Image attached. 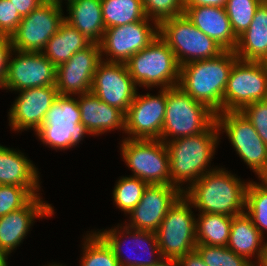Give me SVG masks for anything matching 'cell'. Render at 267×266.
I'll return each mask as SVG.
<instances>
[{"mask_svg": "<svg viewBox=\"0 0 267 266\" xmlns=\"http://www.w3.org/2000/svg\"><path fill=\"white\" fill-rule=\"evenodd\" d=\"M249 182L225 168H215L187 187L184 196L200 213L237 216L245 213Z\"/></svg>", "mask_w": 267, "mask_h": 266, "instance_id": "1", "label": "cell"}, {"mask_svg": "<svg viewBox=\"0 0 267 266\" xmlns=\"http://www.w3.org/2000/svg\"><path fill=\"white\" fill-rule=\"evenodd\" d=\"M220 132L216 121L203 133L181 137L166 142L169 154L170 185L181 192L193 185L199 178L217 167H211L215 150L219 144ZM209 167V168H208ZM208 168V169H207Z\"/></svg>", "mask_w": 267, "mask_h": 266, "instance_id": "2", "label": "cell"}, {"mask_svg": "<svg viewBox=\"0 0 267 266\" xmlns=\"http://www.w3.org/2000/svg\"><path fill=\"white\" fill-rule=\"evenodd\" d=\"M238 59L234 51L224 50L217 57L186 63L180 67L178 86L215 114L223 112V95Z\"/></svg>", "mask_w": 267, "mask_h": 266, "instance_id": "3", "label": "cell"}, {"mask_svg": "<svg viewBox=\"0 0 267 266\" xmlns=\"http://www.w3.org/2000/svg\"><path fill=\"white\" fill-rule=\"evenodd\" d=\"M139 87L167 89L178 86L180 65L167 43L158 35L153 42L126 62Z\"/></svg>", "mask_w": 267, "mask_h": 266, "instance_id": "4", "label": "cell"}, {"mask_svg": "<svg viewBox=\"0 0 267 266\" xmlns=\"http://www.w3.org/2000/svg\"><path fill=\"white\" fill-rule=\"evenodd\" d=\"M215 121L216 114L212 110L191 98L179 86L167 88L166 111L160 138L164 143L203 133Z\"/></svg>", "mask_w": 267, "mask_h": 266, "instance_id": "5", "label": "cell"}, {"mask_svg": "<svg viewBox=\"0 0 267 266\" xmlns=\"http://www.w3.org/2000/svg\"><path fill=\"white\" fill-rule=\"evenodd\" d=\"M39 140L54 150H66L79 145L90 134L81 123L77 98L59 95L46 112L42 126L35 132Z\"/></svg>", "mask_w": 267, "mask_h": 266, "instance_id": "6", "label": "cell"}, {"mask_svg": "<svg viewBox=\"0 0 267 266\" xmlns=\"http://www.w3.org/2000/svg\"><path fill=\"white\" fill-rule=\"evenodd\" d=\"M159 36L171 48L180 66L217 57L224 51L185 14L163 21L159 25Z\"/></svg>", "mask_w": 267, "mask_h": 266, "instance_id": "7", "label": "cell"}, {"mask_svg": "<svg viewBox=\"0 0 267 266\" xmlns=\"http://www.w3.org/2000/svg\"><path fill=\"white\" fill-rule=\"evenodd\" d=\"M192 208V203L182 194L167 211L156 231L162 258L179 259L195 250L196 216Z\"/></svg>", "mask_w": 267, "mask_h": 266, "instance_id": "8", "label": "cell"}, {"mask_svg": "<svg viewBox=\"0 0 267 266\" xmlns=\"http://www.w3.org/2000/svg\"><path fill=\"white\" fill-rule=\"evenodd\" d=\"M216 123L258 179L267 178V145L250 121L240 111H226L216 114Z\"/></svg>", "mask_w": 267, "mask_h": 266, "instance_id": "9", "label": "cell"}, {"mask_svg": "<svg viewBox=\"0 0 267 266\" xmlns=\"http://www.w3.org/2000/svg\"><path fill=\"white\" fill-rule=\"evenodd\" d=\"M120 151L126 166L148 184L170 185L169 154L162 140L124 138Z\"/></svg>", "mask_w": 267, "mask_h": 266, "instance_id": "10", "label": "cell"}, {"mask_svg": "<svg viewBox=\"0 0 267 266\" xmlns=\"http://www.w3.org/2000/svg\"><path fill=\"white\" fill-rule=\"evenodd\" d=\"M267 100V69L262 61L238 59L223 95V112L241 111L255 101Z\"/></svg>", "mask_w": 267, "mask_h": 266, "instance_id": "11", "label": "cell"}, {"mask_svg": "<svg viewBox=\"0 0 267 266\" xmlns=\"http://www.w3.org/2000/svg\"><path fill=\"white\" fill-rule=\"evenodd\" d=\"M150 21L146 17L137 22L106 28L99 44L102 60L126 63L135 53L147 47L159 35V25Z\"/></svg>", "mask_w": 267, "mask_h": 266, "instance_id": "12", "label": "cell"}, {"mask_svg": "<svg viewBox=\"0 0 267 266\" xmlns=\"http://www.w3.org/2000/svg\"><path fill=\"white\" fill-rule=\"evenodd\" d=\"M62 5L45 0L29 15L22 17L10 36L13 49L41 52L64 21Z\"/></svg>", "mask_w": 267, "mask_h": 266, "instance_id": "13", "label": "cell"}, {"mask_svg": "<svg viewBox=\"0 0 267 266\" xmlns=\"http://www.w3.org/2000/svg\"><path fill=\"white\" fill-rule=\"evenodd\" d=\"M167 89L158 94H136L125 114V134L129 139L160 140L166 111Z\"/></svg>", "mask_w": 267, "mask_h": 266, "instance_id": "14", "label": "cell"}, {"mask_svg": "<svg viewBox=\"0 0 267 266\" xmlns=\"http://www.w3.org/2000/svg\"><path fill=\"white\" fill-rule=\"evenodd\" d=\"M55 82L56 66L41 52L14 49L9 58L2 89L18 92L29 88L55 85Z\"/></svg>", "mask_w": 267, "mask_h": 266, "instance_id": "15", "label": "cell"}, {"mask_svg": "<svg viewBox=\"0 0 267 266\" xmlns=\"http://www.w3.org/2000/svg\"><path fill=\"white\" fill-rule=\"evenodd\" d=\"M137 85L126 63L101 61L95 70L91 92L125 114L137 94Z\"/></svg>", "mask_w": 267, "mask_h": 266, "instance_id": "16", "label": "cell"}, {"mask_svg": "<svg viewBox=\"0 0 267 266\" xmlns=\"http://www.w3.org/2000/svg\"><path fill=\"white\" fill-rule=\"evenodd\" d=\"M97 233L111 247L120 266H152V265L157 264L162 258L160 249L157 243L156 232L135 230V229H131L127 227L126 225L125 226L123 225L122 227V224L121 225L118 224L117 227L115 226L114 228H111L108 230L103 229V231L100 230V231H97ZM125 238L128 239V242L131 241L129 243L131 244L129 245L130 247H132V244H133V246H135L134 249L136 248L139 249L138 254L136 253L134 249L131 250L129 247L128 249H126L127 251L130 250L131 255L133 253L134 257L132 256V258H131V255H128V254L126 255L125 253V255L127 256L126 257L123 254V249H122V247L124 246L123 243L127 244V242L125 241L126 240ZM144 252L146 256L144 254L142 255V253ZM153 255L156 257H154Z\"/></svg>", "mask_w": 267, "mask_h": 266, "instance_id": "17", "label": "cell"}, {"mask_svg": "<svg viewBox=\"0 0 267 266\" xmlns=\"http://www.w3.org/2000/svg\"><path fill=\"white\" fill-rule=\"evenodd\" d=\"M101 61L100 45L92 43L57 66L55 86L58 94L76 96L90 92L95 70Z\"/></svg>", "mask_w": 267, "mask_h": 266, "instance_id": "18", "label": "cell"}, {"mask_svg": "<svg viewBox=\"0 0 267 266\" xmlns=\"http://www.w3.org/2000/svg\"><path fill=\"white\" fill-rule=\"evenodd\" d=\"M183 194L177 187L164 184H148L140 202L128 214L127 227L156 232L167 211Z\"/></svg>", "mask_w": 267, "mask_h": 266, "instance_id": "19", "label": "cell"}, {"mask_svg": "<svg viewBox=\"0 0 267 266\" xmlns=\"http://www.w3.org/2000/svg\"><path fill=\"white\" fill-rule=\"evenodd\" d=\"M8 112L9 126L13 131L32 129L36 132L43 124L46 112L59 96L55 85L18 91Z\"/></svg>", "mask_w": 267, "mask_h": 266, "instance_id": "20", "label": "cell"}, {"mask_svg": "<svg viewBox=\"0 0 267 266\" xmlns=\"http://www.w3.org/2000/svg\"><path fill=\"white\" fill-rule=\"evenodd\" d=\"M51 205L36 195L24 207L0 217V251L7 258L23 242L35 219L54 215Z\"/></svg>", "mask_w": 267, "mask_h": 266, "instance_id": "21", "label": "cell"}, {"mask_svg": "<svg viewBox=\"0 0 267 266\" xmlns=\"http://www.w3.org/2000/svg\"><path fill=\"white\" fill-rule=\"evenodd\" d=\"M184 14L204 34L224 50L234 51L235 36L225 8L215 6L184 7Z\"/></svg>", "mask_w": 267, "mask_h": 266, "instance_id": "22", "label": "cell"}, {"mask_svg": "<svg viewBox=\"0 0 267 266\" xmlns=\"http://www.w3.org/2000/svg\"><path fill=\"white\" fill-rule=\"evenodd\" d=\"M77 96L81 123L86 126L92 136L102 135L114 129L125 133L126 117L123 111L101 101L91 91Z\"/></svg>", "mask_w": 267, "mask_h": 266, "instance_id": "23", "label": "cell"}, {"mask_svg": "<svg viewBox=\"0 0 267 266\" xmlns=\"http://www.w3.org/2000/svg\"><path fill=\"white\" fill-rule=\"evenodd\" d=\"M35 164L20 150L0 145V185L28 187L40 195V175Z\"/></svg>", "mask_w": 267, "mask_h": 266, "instance_id": "24", "label": "cell"}, {"mask_svg": "<svg viewBox=\"0 0 267 266\" xmlns=\"http://www.w3.org/2000/svg\"><path fill=\"white\" fill-rule=\"evenodd\" d=\"M68 16L64 20L75 27L90 42L100 44L105 25L101 0H71L66 3Z\"/></svg>", "mask_w": 267, "mask_h": 266, "instance_id": "25", "label": "cell"}, {"mask_svg": "<svg viewBox=\"0 0 267 266\" xmlns=\"http://www.w3.org/2000/svg\"><path fill=\"white\" fill-rule=\"evenodd\" d=\"M263 238L264 236L255 227L252 219L246 213H243L232 218L227 247L256 265L262 254L265 242ZM250 258H255L257 261H251Z\"/></svg>", "mask_w": 267, "mask_h": 266, "instance_id": "26", "label": "cell"}, {"mask_svg": "<svg viewBox=\"0 0 267 266\" xmlns=\"http://www.w3.org/2000/svg\"><path fill=\"white\" fill-rule=\"evenodd\" d=\"M243 61H263L267 56V3L256 10L247 30L238 37L234 50Z\"/></svg>", "mask_w": 267, "mask_h": 266, "instance_id": "27", "label": "cell"}, {"mask_svg": "<svg viewBox=\"0 0 267 266\" xmlns=\"http://www.w3.org/2000/svg\"><path fill=\"white\" fill-rule=\"evenodd\" d=\"M91 44L92 42L64 20L41 53L57 67Z\"/></svg>", "mask_w": 267, "mask_h": 266, "instance_id": "28", "label": "cell"}, {"mask_svg": "<svg viewBox=\"0 0 267 266\" xmlns=\"http://www.w3.org/2000/svg\"><path fill=\"white\" fill-rule=\"evenodd\" d=\"M197 215V245L227 246L233 217L210 213H199Z\"/></svg>", "mask_w": 267, "mask_h": 266, "instance_id": "29", "label": "cell"}, {"mask_svg": "<svg viewBox=\"0 0 267 266\" xmlns=\"http://www.w3.org/2000/svg\"><path fill=\"white\" fill-rule=\"evenodd\" d=\"M105 28L122 26L146 18L142 0H101Z\"/></svg>", "mask_w": 267, "mask_h": 266, "instance_id": "30", "label": "cell"}, {"mask_svg": "<svg viewBox=\"0 0 267 266\" xmlns=\"http://www.w3.org/2000/svg\"><path fill=\"white\" fill-rule=\"evenodd\" d=\"M259 180L260 183L250 181L248 184L245 213L264 236V232L267 231V178Z\"/></svg>", "mask_w": 267, "mask_h": 266, "instance_id": "31", "label": "cell"}, {"mask_svg": "<svg viewBox=\"0 0 267 266\" xmlns=\"http://www.w3.org/2000/svg\"><path fill=\"white\" fill-rule=\"evenodd\" d=\"M81 266H120L111 247L95 231L84 236Z\"/></svg>", "mask_w": 267, "mask_h": 266, "instance_id": "32", "label": "cell"}, {"mask_svg": "<svg viewBox=\"0 0 267 266\" xmlns=\"http://www.w3.org/2000/svg\"><path fill=\"white\" fill-rule=\"evenodd\" d=\"M148 183L130 175L121 177L113 189V203L127 215L140 202Z\"/></svg>", "mask_w": 267, "mask_h": 266, "instance_id": "33", "label": "cell"}, {"mask_svg": "<svg viewBox=\"0 0 267 266\" xmlns=\"http://www.w3.org/2000/svg\"><path fill=\"white\" fill-rule=\"evenodd\" d=\"M261 4L260 0H227L224 8L237 38L247 30Z\"/></svg>", "mask_w": 267, "mask_h": 266, "instance_id": "34", "label": "cell"}, {"mask_svg": "<svg viewBox=\"0 0 267 266\" xmlns=\"http://www.w3.org/2000/svg\"><path fill=\"white\" fill-rule=\"evenodd\" d=\"M195 250L208 266H253L245 257L237 255L227 246L197 245Z\"/></svg>", "mask_w": 267, "mask_h": 266, "instance_id": "35", "label": "cell"}, {"mask_svg": "<svg viewBox=\"0 0 267 266\" xmlns=\"http://www.w3.org/2000/svg\"><path fill=\"white\" fill-rule=\"evenodd\" d=\"M34 196L28 187L0 185V217L24 207Z\"/></svg>", "mask_w": 267, "mask_h": 266, "instance_id": "36", "label": "cell"}, {"mask_svg": "<svg viewBox=\"0 0 267 266\" xmlns=\"http://www.w3.org/2000/svg\"><path fill=\"white\" fill-rule=\"evenodd\" d=\"M146 17L160 25L184 14L183 0H142Z\"/></svg>", "mask_w": 267, "mask_h": 266, "instance_id": "37", "label": "cell"}, {"mask_svg": "<svg viewBox=\"0 0 267 266\" xmlns=\"http://www.w3.org/2000/svg\"><path fill=\"white\" fill-rule=\"evenodd\" d=\"M267 145V100L255 101L240 111Z\"/></svg>", "mask_w": 267, "mask_h": 266, "instance_id": "38", "label": "cell"}, {"mask_svg": "<svg viewBox=\"0 0 267 266\" xmlns=\"http://www.w3.org/2000/svg\"><path fill=\"white\" fill-rule=\"evenodd\" d=\"M22 16L9 0H0V33L10 37L17 29Z\"/></svg>", "mask_w": 267, "mask_h": 266, "instance_id": "39", "label": "cell"}, {"mask_svg": "<svg viewBox=\"0 0 267 266\" xmlns=\"http://www.w3.org/2000/svg\"><path fill=\"white\" fill-rule=\"evenodd\" d=\"M13 50L11 38L7 36L0 37V89L3 88L7 75L9 58Z\"/></svg>", "mask_w": 267, "mask_h": 266, "instance_id": "40", "label": "cell"}, {"mask_svg": "<svg viewBox=\"0 0 267 266\" xmlns=\"http://www.w3.org/2000/svg\"><path fill=\"white\" fill-rule=\"evenodd\" d=\"M17 9L18 13L24 17L29 15L34 9L41 5L45 0H9Z\"/></svg>", "mask_w": 267, "mask_h": 266, "instance_id": "41", "label": "cell"}, {"mask_svg": "<svg viewBox=\"0 0 267 266\" xmlns=\"http://www.w3.org/2000/svg\"><path fill=\"white\" fill-rule=\"evenodd\" d=\"M178 260L180 266H208L196 250L181 256Z\"/></svg>", "mask_w": 267, "mask_h": 266, "instance_id": "42", "label": "cell"}, {"mask_svg": "<svg viewBox=\"0 0 267 266\" xmlns=\"http://www.w3.org/2000/svg\"><path fill=\"white\" fill-rule=\"evenodd\" d=\"M227 0H183V7L215 6L224 8Z\"/></svg>", "mask_w": 267, "mask_h": 266, "instance_id": "43", "label": "cell"}, {"mask_svg": "<svg viewBox=\"0 0 267 266\" xmlns=\"http://www.w3.org/2000/svg\"><path fill=\"white\" fill-rule=\"evenodd\" d=\"M152 266H180L179 260L175 258H161V260Z\"/></svg>", "mask_w": 267, "mask_h": 266, "instance_id": "44", "label": "cell"}, {"mask_svg": "<svg viewBox=\"0 0 267 266\" xmlns=\"http://www.w3.org/2000/svg\"><path fill=\"white\" fill-rule=\"evenodd\" d=\"M256 266H267V241L264 242L261 257Z\"/></svg>", "mask_w": 267, "mask_h": 266, "instance_id": "45", "label": "cell"}, {"mask_svg": "<svg viewBox=\"0 0 267 266\" xmlns=\"http://www.w3.org/2000/svg\"><path fill=\"white\" fill-rule=\"evenodd\" d=\"M7 257L0 251V266H8Z\"/></svg>", "mask_w": 267, "mask_h": 266, "instance_id": "46", "label": "cell"}, {"mask_svg": "<svg viewBox=\"0 0 267 266\" xmlns=\"http://www.w3.org/2000/svg\"><path fill=\"white\" fill-rule=\"evenodd\" d=\"M48 1L55 2L56 4H59V5H62V3H63L62 0H48ZM64 1H67L66 3H68V2L71 1V0H64Z\"/></svg>", "mask_w": 267, "mask_h": 266, "instance_id": "47", "label": "cell"}, {"mask_svg": "<svg viewBox=\"0 0 267 266\" xmlns=\"http://www.w3.org/2000/svg\"><path fill=\"white\" fill-rule=\"evenodd\" d=\"M262 63L264 64L265 68L267 69V56H266L265 59L262 61Z\"/></svg>", "mask_w": 267, "mask_h": 266, "instance_id": "48", "label": "cell"}, {"mask_svg": "<svg viewBox=\"0 0 267 266\" xmlns=\"http://www.w3.org/2000/svg\"><path fill=\"white\" fill-rule=\"evenodd\" d=\"M46 266V265H45ZM47 266H62V264L61 265H59V264H56V263H54V264H48ZM63 266H65V265H63Z\"/></svg>", "mask_w": 267, "mask_h": 266, "instance_id": "49", "label": "cell"}, {"mask_svg": "<svg viewBox=\"0 0 267 266\" xmlns=\"http://www.w3.org/2000/svg\"><path fill=\"white\" fill-rule=\"evenodd\" d=\"M262 3H267V0H260Z\"/></svg>", "mask_w": 267, "mask_h": 266, "instance_id": "50", "label": "cell"}]
</instances>
